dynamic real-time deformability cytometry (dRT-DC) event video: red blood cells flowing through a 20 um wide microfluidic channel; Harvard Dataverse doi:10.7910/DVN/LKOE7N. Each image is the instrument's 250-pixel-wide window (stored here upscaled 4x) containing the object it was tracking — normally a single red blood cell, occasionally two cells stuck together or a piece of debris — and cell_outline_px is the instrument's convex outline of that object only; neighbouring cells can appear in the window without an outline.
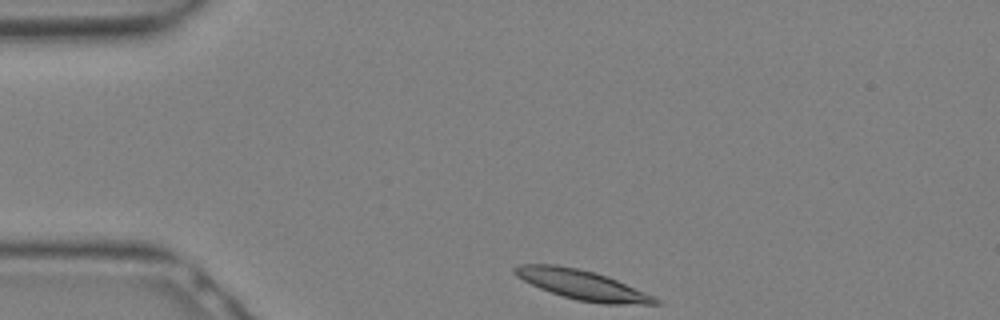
{"species": "Egyptian fruit bat (a non-hibernating species)", "species_latin": "Rousettus aegyptiacus", "temperature_condition": "warm", "stored_images_in_passage": 26, "camera_frame_rate_fps": 3000, "um_per_image_px": 0.085, "animal": {"sex": "female"}, "frame": {"image": 1, "passage_image": 1, "time_ms": 0.0, "image_size_px": [1000, 320], "cell_outline_px": [[660, 304], [604, 304], [576, 300], [540, 288], [516, 276], [512, 272], [512, 268], [516, 264], [556, 264], [580, 268], [596, 272], [608, 276], [656, 296], [660, 300]], "centroid_in_image_um": [49.51, 24.19], "position_along_channel_um": 35.5, "area_um2": 24.51}}
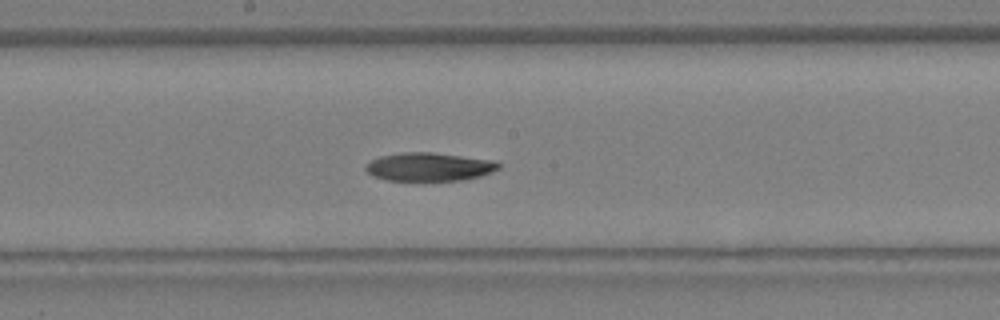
{"frame": {"image": 2, "passage_image": 11, "time_ms": 3.333, "image_size_px": [1000, 320], "cell_outline_px": [[500, 168], [492, 172], [480, 176], [464, 180], [388, 180], [372, 176], [364, 168], [372, 160], [380, 156], [400, 152], [432, 152], [496, 160], [500, 164]], "centroid_in_image_um": [36.51, 14.17], "position_along_channel_um": 211.7, "area_um2": 22.02}}
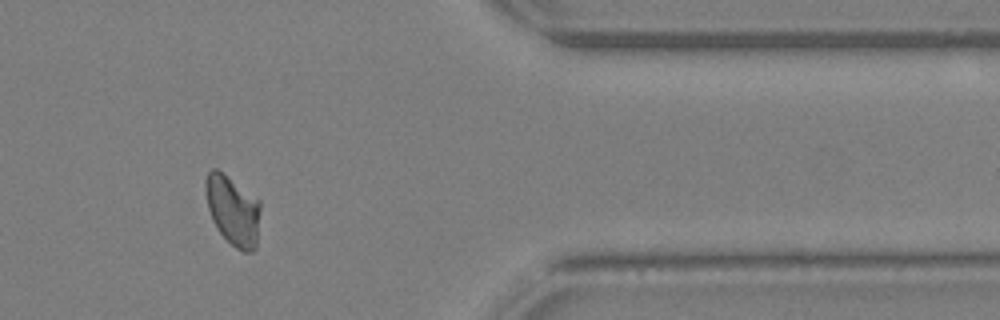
{"frame": {"image": 3, "passage_image": 21, "time_ms": 6.667, "image_size_px": [1000, 320], "cell_outline_px": [[260, 208], [256, 248], [252, 252], [244, 252], [236, 248], [216, 228], [212, 220], [208, 208], [204, 188], [204, 180], [208, 172], [212, 168], [216, 168], [260, 200]], "centroid_in_image_um": [19.78, 17.87], "position_along_channel_um": 391.6, "area_um2": 22.25}}